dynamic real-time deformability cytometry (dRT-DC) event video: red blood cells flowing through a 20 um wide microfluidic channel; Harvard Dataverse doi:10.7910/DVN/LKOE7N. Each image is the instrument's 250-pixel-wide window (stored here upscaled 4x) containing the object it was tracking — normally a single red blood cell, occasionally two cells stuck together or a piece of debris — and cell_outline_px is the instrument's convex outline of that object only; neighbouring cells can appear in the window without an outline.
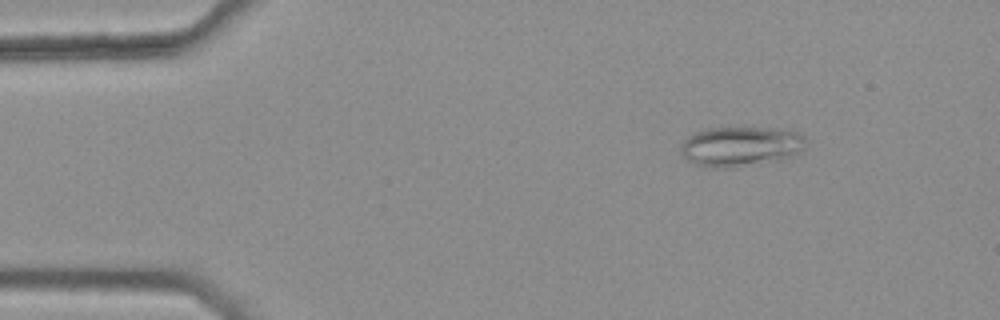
{"species": "common noctule bat (a hibernating species)", "species_latin": "Nyctalus noctula", "temperature_condition": "warm", "stored_images_in_passage": 44, "camera_frame_rate_fps": 3000, "um_per_image_px": 0.085, "animal": {"sex": "female", "body_mass_g": 25.1}, "frame": {"image": 1, "passage_image": 5, "time_ms": 1.333, "image_size_px": [1000, 320], "cell_outline_px": [[808, 140], [804, 148], [800, 152], [780, 160], [736, 168], [712, 168], [696, 164], [688, 160], [680, 152], [680, 144], [688, 136], [704, 128], [768, 128], [796, 132], [804, 136]], "centroid_in_image_um": [62.95, 12.46], "position_along_channel_um": 22.1, "area_um2": 29.3}}
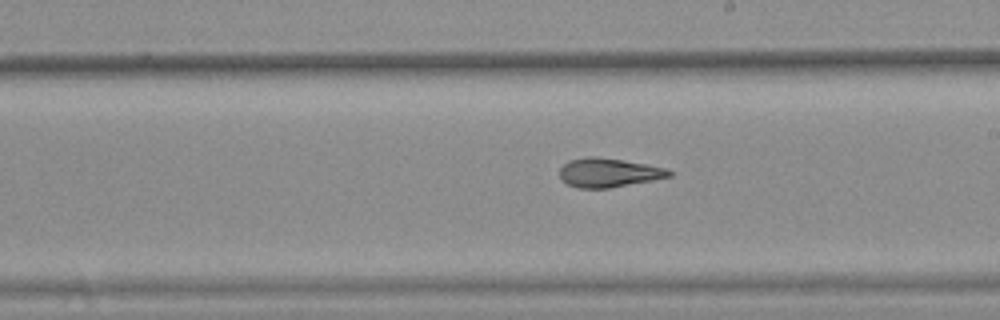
{"frame": {"image": 2, "passage_image": 28, "time_ms": 9.0, "image_size_px": [1000, 320], "cell_outline_px": [[676, 172], [672, 176], [652, 180], [608, 188], [576, 188], [568, 184], [560, 176], [560, 168], [568, 160], [588, 156], [596, 156], [624, 160], [648, 164], [664, 168]], "centroid_in_image_um": [51.75, 14.66], "position_along_channel_um": 237.2, "area_um2": 18.55}}
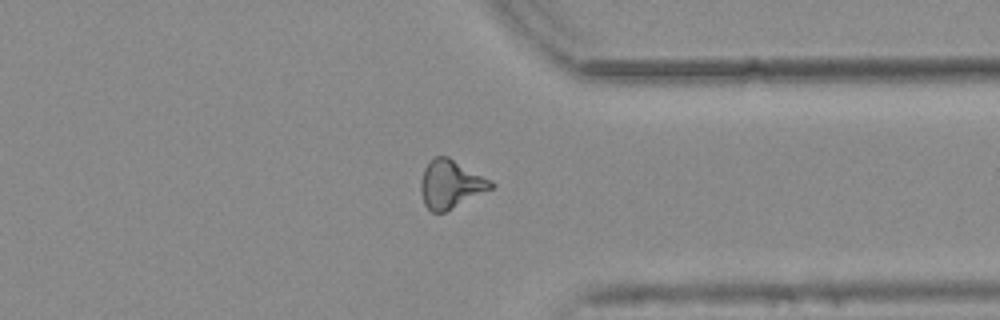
{"frame": {"image": 3, "passage_image": 39, "time_ms": 12.667, "image_size_px": [1000, 320], "cell_outline_px": [[496, 184], [492, 188], [444, 212], [432, 212], [424, 204], [420, 192], [420, 180], [424, 168], [436, 156], [448, 156]], "centroid_in_image_um": [38.26, 15.66], "position_along_channel_um": 373.1, "area_um2": 19.31}, "authors_computed_cell_mechanics": {"area_um2": 19.1029, "velocity_mm_per_s": 3.7886, "shape_relaxation_time_tau1_ms": null, "shape_relaxation_time_tau2_ms": 3.3822, "deformation_change_tau1": null, "deformation_change_tau2": 0.1187}}